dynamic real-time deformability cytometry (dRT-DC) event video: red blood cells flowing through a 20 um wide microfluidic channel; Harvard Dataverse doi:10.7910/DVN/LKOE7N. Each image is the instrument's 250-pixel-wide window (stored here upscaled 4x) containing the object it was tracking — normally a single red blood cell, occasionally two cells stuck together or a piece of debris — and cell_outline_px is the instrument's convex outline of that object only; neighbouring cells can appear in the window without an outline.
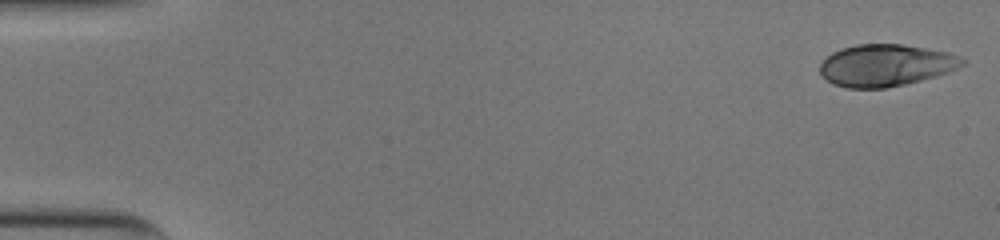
{"species": "human", "species_latin": "Homo sapiens", "temperature_condition": "cold", "stored_images_in_passage": 51, "camera_frame_rate_fps": 3000, "um_per_image_px": 0.085, "donor": {"sex": "male"}, "frame": {"image": 1, "passage_image": 1, "time_ms": 0.0, "image_size_px": [1000, 240], "cell_outline_px": [[964, 64], [948, 72], [936, 76], [888, 88], [848, 88], [832, 84], [820, 72], [820, 64], [832, 52], [840, 48], [856, 44], [904, 44], [948, 52], [960, 56], [964, 60]], "centroid_in_image_um": [75.28, 5.54], "position_along_channel_um": 9.7, "area_um2": 34.74}}
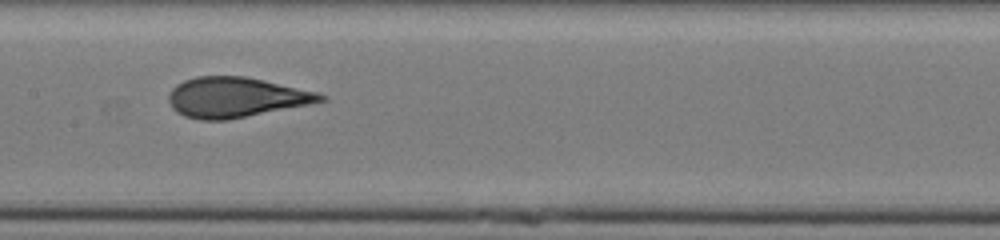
{"frame": {"image": 2, "passage_image": 26, "time_ms": 8.333, "image_size_px": [1000, 240], "cell_outline_px": [[328, 100], [312, 104], [228, 120], [200, 120], [184, 116], [176, 112], [172, 108], [168, 100], [168, 96], [172, 88], [176, 84], [184, 80], [196, 76], [244, 76], [264, 80], [316, 92], [328, 96]], "centroid_in_image_um": [20.05, 8.28], "position_along_channel_um": 187.4, "area_um2": 35.72}}
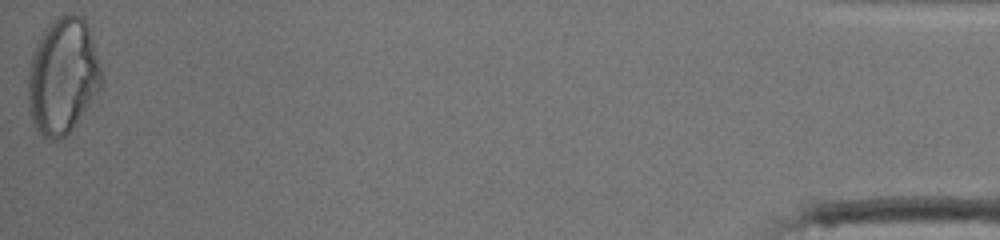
{"frame": {"image": 3, "passage_image": 51, "time_ms": 16.667, "image_size_px": [1000, 240], "cell_outline_px": [[104, 84], [76, 124], [60, 140], [52, 140], [44, 136], [32, 124], [28, 108], [28, 72], [32, 56], [36, 44], [48, 24], [60, 16], [68, 12], [72, 12], [80, 16], [88, 24], [104, 76]], "centroid_in_image_um": [5.36, 6.47], "position_along_channel_um": 429.8, "area_um2": 50.11}, "authors_computed_cell_mechanics": {"area_um2": 35.4892, "velocity_mm_per_s": 3.9933, "shape_relaxation_time_tau1_ms": 6.5609, "shape_relaxation_time_tau2_ms": null, "deformation_change_tau1": 0.2264, "deformation_change_tau2": null}}